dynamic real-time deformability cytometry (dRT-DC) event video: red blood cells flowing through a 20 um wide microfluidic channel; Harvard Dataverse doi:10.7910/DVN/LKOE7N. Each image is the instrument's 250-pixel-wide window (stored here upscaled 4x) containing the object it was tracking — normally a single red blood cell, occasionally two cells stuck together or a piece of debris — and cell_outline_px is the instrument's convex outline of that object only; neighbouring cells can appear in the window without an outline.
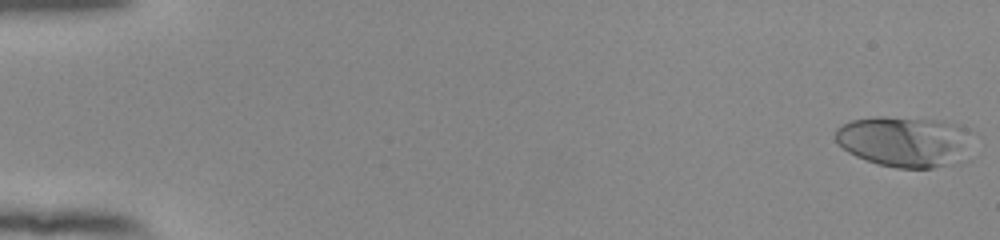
{"species": "human", "species_latin": "Homo sapiens", "temperature_condition": "room temperature", "stored_images_in_passage": 37, "camera_frame_rate_fps": 3000, "um_per_image_px": 0.085, "donor": {"sex": "female"}, "frame": {"image": 1, "passage_image": 1, "time_ms": 0.0, "image_size_px": [1000, 240], "cell_outline_px": [[964, 128], [948, 164], [932, 168], [896, 168], [880, 164], [856, 156], [848, 152], [836, 140], [836, 128], [852, 120], [876, 116], [884, 116], [944, 120], [956, 124]], "centroid_in_image_um": [76.56, 11.97], "position_along_channel_um": 8.4, "area_um2": 37.74}}
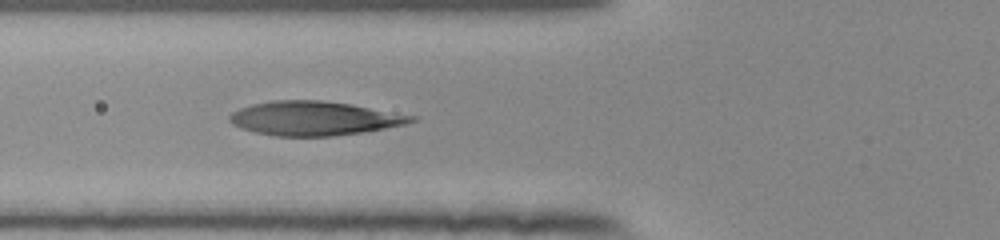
{"frame": {"image": 2, "passage_image": 22, "time_ms": 7.0, "image_size_px": [1000, 240], "cell_outline_px": [[416, 120], [404, 124], [364, 132], [332, 136], [276, 136], [256, 132], [240, 128], [232, 124], [228, 120], [228, 116], [232, 112], [240, 108], [252, 104], [272, 100], [320, 100], [352, 104], [416, 116]], "centroid_in_image_um": [26.67, 10.05], "position_along_channel_um": 99.1, "area_um2": 36.07}}
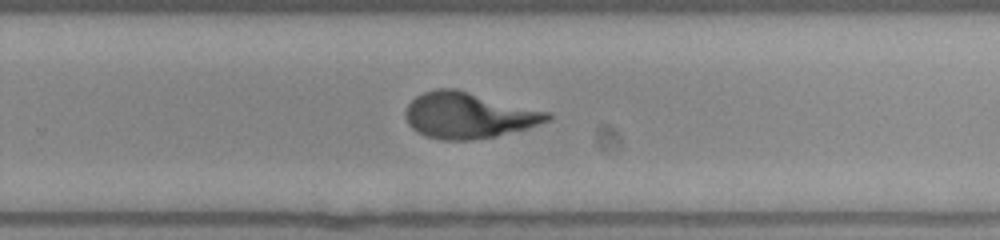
{"frame": {"image": 3, "passage_image": 37, "time_ms": 12.0, "image_size_px": [1000, 240], "cell_outline_px": [[552, 120], [528, 128], [496, 136], [472, 140], [444, 140], [424, 136], [416, 132], [408, 124], [404, 116], [404, 112], [408, 104], [416, 96], [424, 92], [436, 88], [456, 88], [552, 112]], "centroid_in_image_um": [39.84, 9.8], "position_along_channel_um": 290.0, "area_um2": 38.61}}